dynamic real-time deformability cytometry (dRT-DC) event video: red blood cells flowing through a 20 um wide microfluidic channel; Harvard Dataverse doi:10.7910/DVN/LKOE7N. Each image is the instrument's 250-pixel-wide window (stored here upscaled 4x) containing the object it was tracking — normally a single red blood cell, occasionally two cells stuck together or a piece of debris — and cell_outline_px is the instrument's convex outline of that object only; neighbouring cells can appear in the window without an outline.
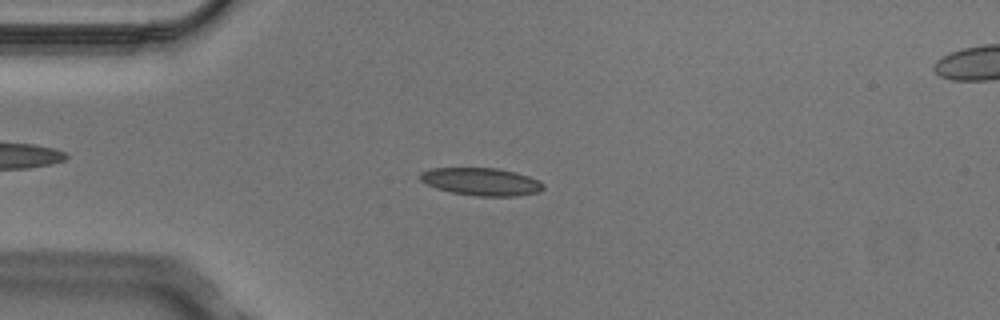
{"species": "Egyptian fruit bat (a non-hibernating species)", "species_latin": "Rousettus aegyptiacus", "temperature_condition": "cold", "stored_images_in_passage": 5, "camera_frame_rate_fps": 3000, "um_per_image_px": 0.085, "animal": {"sex": "male"}, "frame": {"image": 1, "passage_image": 2, "time_ms": 0.333, "image_size_px": [1000, 320], "cell_outline_px": [[544, 188], [540, 192], [516, 196], [476, 196], [452, 192], [436, 188], [420, 180], [420, 172], [432, 168], [496, 168], [516, 172], [540, 180], [544, 184]], "centroid_in_image_um": [40.95, 15.44], "position_along_channel_um": 44.1, "area_um2": 19.88}}
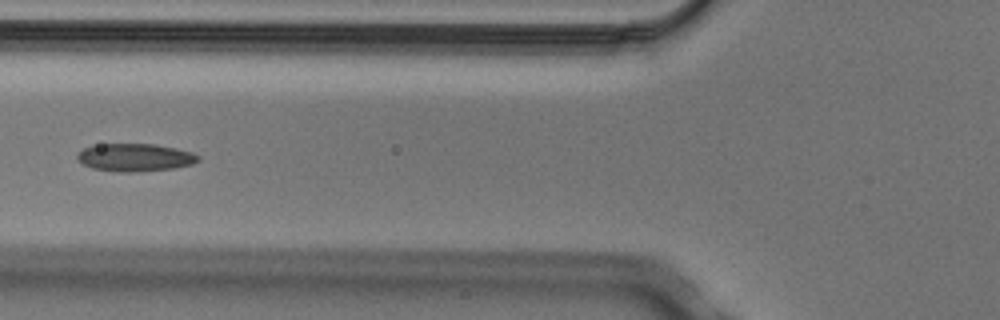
{"frame": {"image": 2, "passage_image": 4, "time_ms": 1.0, "image_size_px": [1000, 320], "cell_outline_px": [[200, 160], [192, 164], [176, 168], [136, 172], [120, 172], [92, 168], [76, 160], [76, 152], [92, 144], [156, 144], [176, 148], [192, 152], [200, 156]], "centroid_in_image_um": [11.46, 13.38], "position_along_channel_um": 114.3, "area_um2": 19.88}}
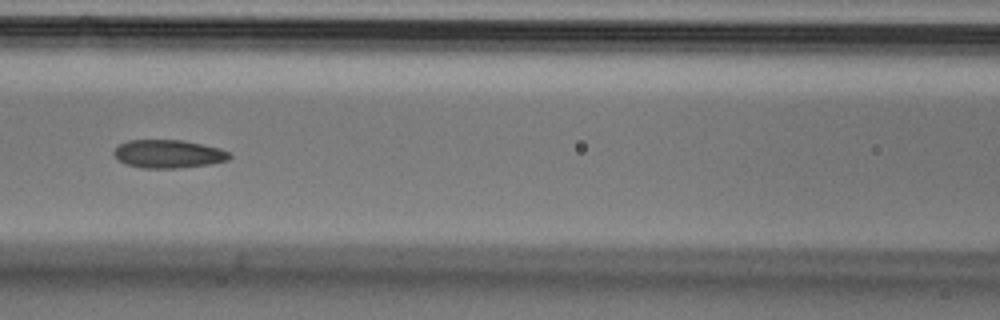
{"frame": {"image": 3, "passage_image": 5, "time_ms": 1.333, "image_size_px": [1000, 320], "cell_outline_px": [[232, 156], [228, 160], [212, 164], [176, 168], [140, 168], [124, 164], [112, 152], [120, 144], [128, 140], [180, 140], [220, 148], [228, 152]], "centroid_in_image_um": [14.31, 13.09], "position_along_channel_um": 152.3, "area_um2": 18.96}}